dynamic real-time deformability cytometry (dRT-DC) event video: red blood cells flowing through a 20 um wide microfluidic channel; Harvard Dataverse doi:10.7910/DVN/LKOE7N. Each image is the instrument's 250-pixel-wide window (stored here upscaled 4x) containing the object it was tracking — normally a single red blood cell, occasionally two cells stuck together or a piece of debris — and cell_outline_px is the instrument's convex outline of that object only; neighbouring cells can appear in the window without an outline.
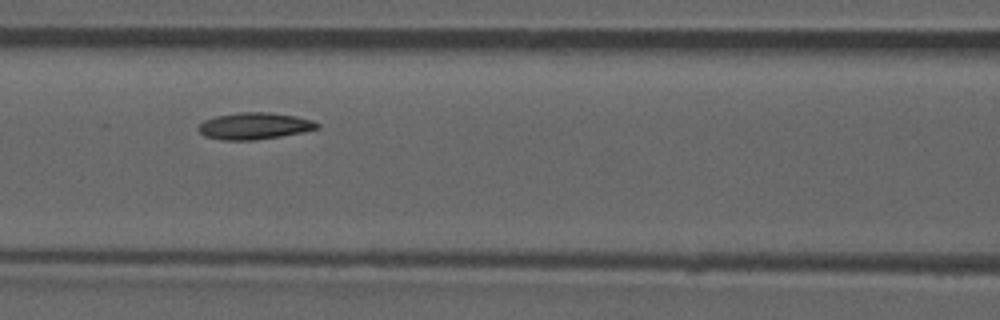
{"species": "common noctule bat (a hibernating species)", "species_latin": "Nyctalus noctula", "temperature_condition": "room temperature", "stored_images_in_passage": 36, "camera_frame_rate_fps": 3000, "um_per_image_px": 0.085, "animal": {"sex": "male", "forearm_length_mm": 52.5}, "frame": {"image": 1, "passage_image": 11, "time_ms": 3.333, "image_size_px": [1000, 320], "cell_outline_px": [[320, 128], [304, 132], [256, 140], [224, 140], [204, 136], [196, 128], [204, 120], [216, 116], [240, 112], [268, 112], [296, 116], [312, 120], [320, 124]], "centroid_in_image_um": [21.64, 10.71], "position_along_channel_um": 145.0, "area_um2": 18.55}, "authors_computed_cell_mechanics": {"area_um2": 17.8602, "velocity_mm_per_s": 3.8202, "shape_relaxation_time_tau1_ms": 10.8223, "shape_relaxation_time_tau2_ms": null, "deformation_change_tau1": 0.1705, "deformation_change_tau2": null}}